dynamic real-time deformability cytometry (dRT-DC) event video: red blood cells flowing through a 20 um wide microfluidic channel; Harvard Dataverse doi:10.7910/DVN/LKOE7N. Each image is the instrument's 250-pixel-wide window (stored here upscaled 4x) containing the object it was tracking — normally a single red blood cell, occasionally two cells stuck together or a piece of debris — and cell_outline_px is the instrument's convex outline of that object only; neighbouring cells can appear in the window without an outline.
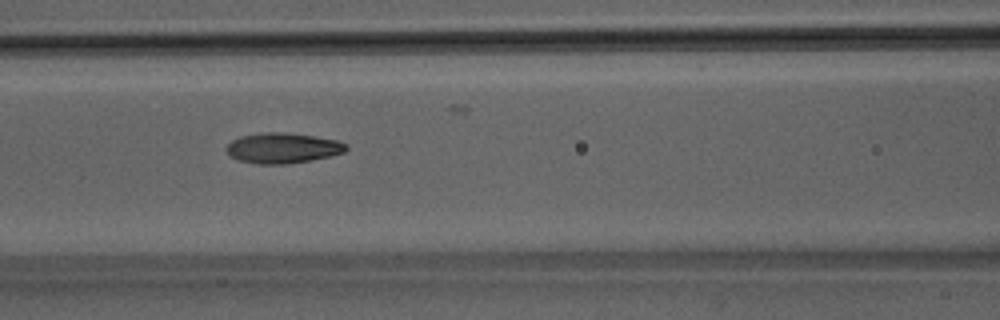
{"species": "Egyptian fruit bat (a non-hibernating species)", "species_latin": "Rousettus aegyptiacus", "temperature_condition": "room temperature", "stored_images_in_passage": 52, "camera_frame_rate_fps": 3000, "um_per_image_px": 0.085, "animal": {"sex": "male"}, "frame": {"image": 1, "passage_image": 23, "time_ms": 7.333, "image_size_px": [1000, 320], "cell_outline_px": [[348, 148], [344, 152], [332, 156], [312, 160], [284, 164], [256, 164], [240, 160], [232, 156], [224, 148], [232, 140], [240, 136], [264, 132], [280, 132], [312, 136], [336, 140], [348, 144]], "centroid_in_image_um": [24.04, 12.58], "position_along_channel_um": 142.6, "area_um2": 21.1}}
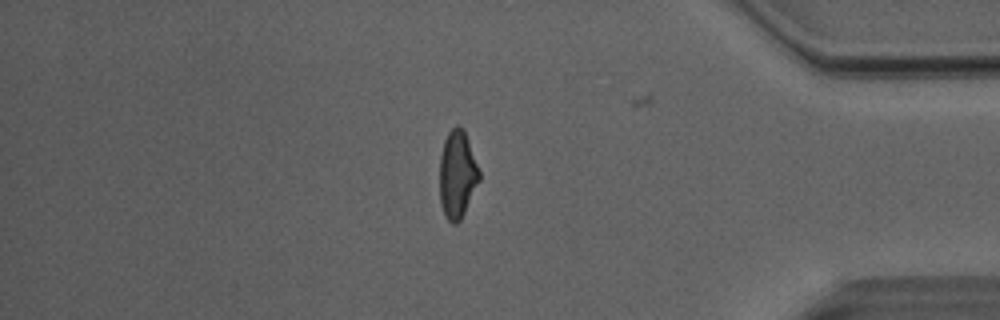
{"frame": {"image": 2, "passage_image": 44, "time_ms": 14.333, "image_size_px": [1000, 320], "cell_outline_px": [[480, 180], [460, 220], [456, 224], [452, 224], [444, 216], [440, 204], [440, 156], [444, 140], [448, 132], [456, 124], [464, 132], [480, 172]], "centroid_in_image_um": [38.85, 14.87], "position_along_channel_um": 396.4, "area_um2": 20.0}}
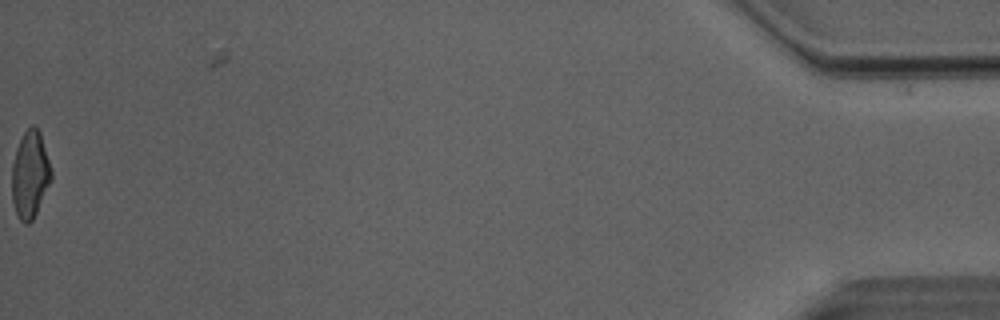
{"frame": {"image": 3, "passage_image": 52, "time_ms": 17.0, "image_size_px": [1000, 320], "cell_outline_px": [[52, 180], [32, 220], [28, 224], [24, 224], [20, 220], [16, 212], [12, 200], [12, 164], [16, 148], [24, 132], [32, 124], [40, 132], [52, 172]], "centroid_in_image_um": [2.55, 14.85], "position_along_channel_um": 432.7, "area_um2": 19.83}, "authors_computed_cell_mechanics": {"area_um2": 20.5768, "velocity_mm_per_s": 4.0622, "shape_relaxation_time_tau1_ms": 3.7393, "shape_relaxation_time_tau2_ms": 2.0021, "deformation_change_tau1": 0.1927, "deformation_change_tau2": 0.0877}}